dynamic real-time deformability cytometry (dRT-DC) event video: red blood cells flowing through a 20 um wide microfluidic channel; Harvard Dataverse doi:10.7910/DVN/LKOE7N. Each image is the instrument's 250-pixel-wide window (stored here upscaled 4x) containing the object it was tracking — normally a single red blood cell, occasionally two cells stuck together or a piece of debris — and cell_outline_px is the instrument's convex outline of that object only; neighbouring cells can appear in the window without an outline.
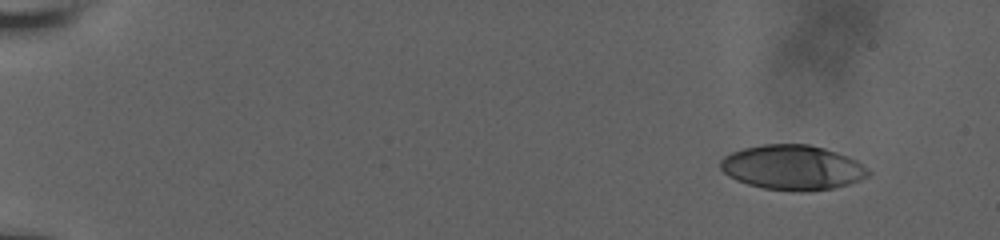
{"species": "human", "species_latin": "Homo sapiens", "temperature_condition": "room temperature", "stored_images_in_passage": 12, "camera_frame_rate_fps": 3000, "um_per_image_px": 0.085, "donor": {"sex": "male"}, "frame": {"image": 1, "passage_image": 1, "time_ms": 0.0, "image_size_px": [1000, 240], "cell_outline_px": [[872, 172], [868, 176], [860, 180], [848, 184], [832, 188], [804, 192], [764, 188], [748, 184], [736, 180], [728, 176], [720, 168], [720, 160], [724, 156], [732, 152], [744, 148], [764, 144], [808, 144], [824, 148], [848, 156], [856, 160], [868, 168]], "centroid_in_image_um": [67.37, 14.23], "position_along_channel_um": 17.6, "area_um2": 38.61}}
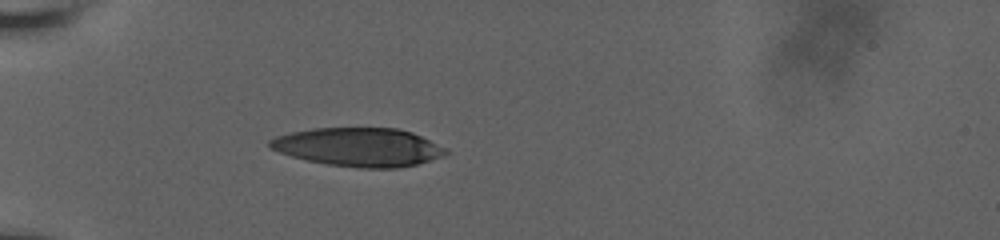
{"frame": {"image": 2, "passage_image": 9, "time_ms": 4.667, "image_size_px": [1000, 240], "cell_outline_px": [[448, 152], [444, 156], [416, 164], [396, 168], [360, 168], [328, 164], [308, 160], [292, 156], [280, 152], [272, 148], [268, 144], [268, 140], [276, 136], [292, 132], [312, 128], [396, 128], [412, 132], [448, 148]], "centroid_in_image_um": [30.52, 12.5], "position_along_channel_um": 54.5, "area_um2": 39.42}}
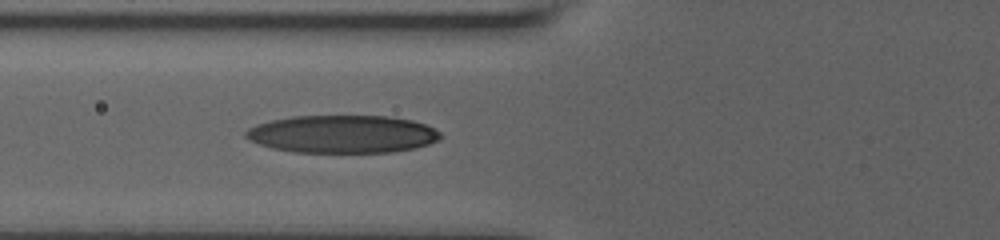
{"frame": {"image": 3, "passage_image": 12, "time_ms": 6.333, "image_size_px": [1000, 240], "cell_outline_px": [[440, 140], [416, 148], [392, 152], [292, 152], [272, 148], [248, 140], [244, 136], [244, 132], [248, 128], [256, 124], [272, 120], [292, 116], [392, 116], [412, 120], [424, 124], [440, 132]], "centroid_in_image_um": [29.09, 11.4], "position_along_channel_um": 96.7, "area_um2": 43.0}}